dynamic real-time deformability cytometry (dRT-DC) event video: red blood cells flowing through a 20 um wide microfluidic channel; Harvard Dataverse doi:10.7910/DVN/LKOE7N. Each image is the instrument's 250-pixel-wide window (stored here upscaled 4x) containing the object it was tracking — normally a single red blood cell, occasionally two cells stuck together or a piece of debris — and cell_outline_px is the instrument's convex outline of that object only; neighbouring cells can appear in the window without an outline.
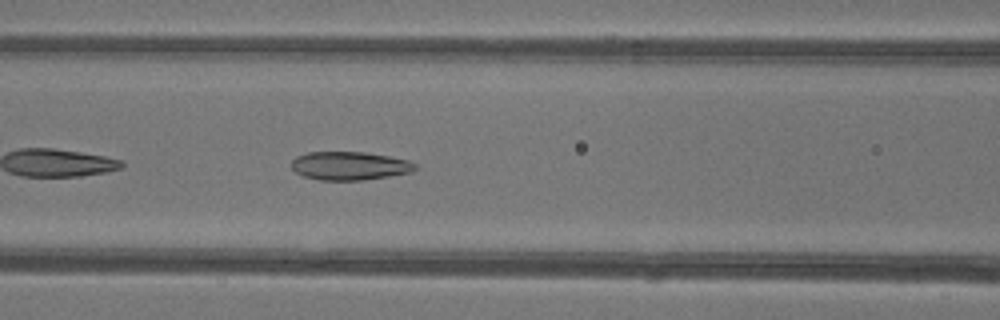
{"species": "common noctule bat (a hibernating species)", "species_latin": "Nyctalus noctula", "temperature_condition": "warm", "stored_images_in_passage": 35, "camera_frame_rate_fps": 3000, "um_per_image_px": 0.085, "animal": {"sex": "female"}, "frame": {"image": 1, "passage_image": 8, "time_ms": 2.333, "image_size_px": [1000, 320], "cell_outline_px": [[416, 168], [412, 172], [364, 180], [320, 180], [304, 176], [296, 172], [292, 168], [292, 160], [296, 156], [308, 152], [364, 152], [388, 156], [408, 160], [416, 164]], "centroid_in_image_um": [29.71, 14.09], "position_along_channel_um": 136.9, "area_um2": 20.4}}
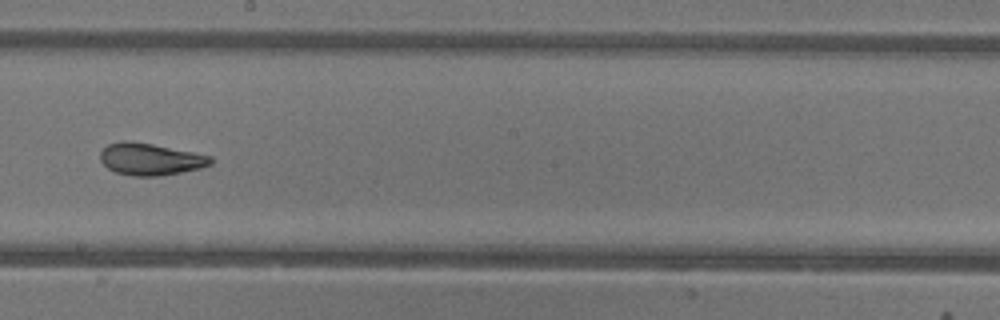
{"frame": {"image": 2, "passage_image": 15, "time_ms": 4.667, "image_size_px": [1000, 320], "cell_outline_px": [[212, 164], [200, 168], [180, 172], [156, 176], [132, 176], [116, 172], [108, 168], [100, 160], [100, 152], [108, 144], [124, 140], [128, 140], [152, 144], [212, 156]], "centroid_in_image_um": [12.76, 13.52], "position_along_channel_um": 235.4, "area_um2": 20.4}}
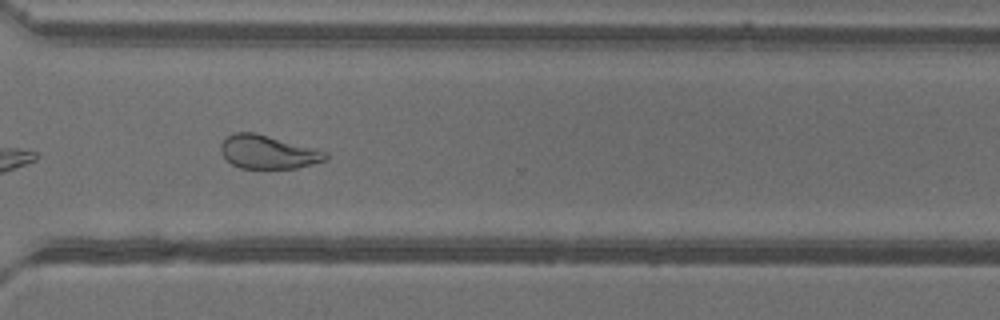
{"frame": {"image": 3, "passage_image": 23, "time_ms": 7.333, "image_size_px": [1000, 320], "cell_outline_px": [[328, 160], [296, 168], [240, 168], [232, 164], [220, 152], [220, 144], [228, 136], [236, 132], [256, 132], [316, 148], [328, 152]], "centroid_in_image_um": [22.81, 12.91], "position_along_channel_um": 347.8, "area_um2": 20.58}, "authors_computed_cell_mechanics": {"area_um2": 20.9814, "velocity_mm_per_s": 4.2384, "shape_relaxation_time_tau1_ms": 8.0992, "shape_relaxation_time_tau2_ms": 1.4187, "deformation_change_tau1": 0.2183, "deformation_change_tau2": 0.0822}}